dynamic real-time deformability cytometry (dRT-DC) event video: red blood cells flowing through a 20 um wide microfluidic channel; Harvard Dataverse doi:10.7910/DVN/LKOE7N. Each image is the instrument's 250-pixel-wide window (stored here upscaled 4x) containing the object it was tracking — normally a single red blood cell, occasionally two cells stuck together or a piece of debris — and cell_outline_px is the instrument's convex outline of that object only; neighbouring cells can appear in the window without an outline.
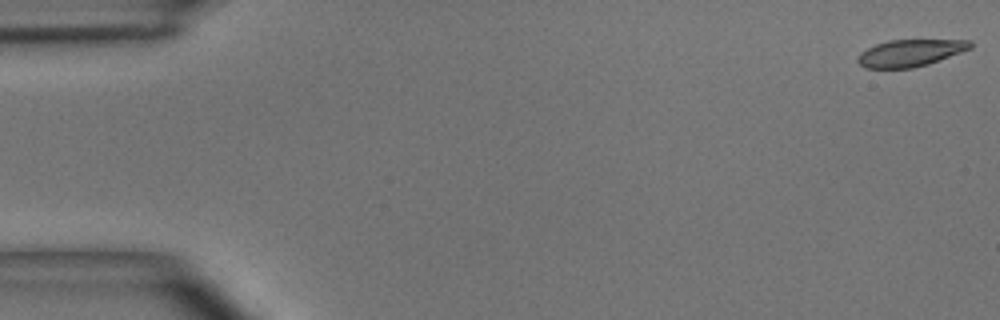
{"species": "common noctule bat (a hibernating species)", "species_latin": "Nyctalus noctula", "temperature_condition": "room temperature", "stored_images_in_passage": 50, "camera_frame_rate_fps": 3000, "um_per_image_px": 0.085, "animal": {"sex": "male", "body_mass_g": 15.6}, "frame": {"image": 1, "passage_image": 1, "time_ms": 0.0, "image_size_px": [1000, 320], "cell_outline_px": [[972, 48], [928, 64], [912, 68], [864, 68], [856, 60], [860, 52], [876, 44], [888, 40], [972, 40]], "centroid_in_image_um": [77.35, 4.5], "position_along_channel_um": 7.6, "area_um2": 17.63}}
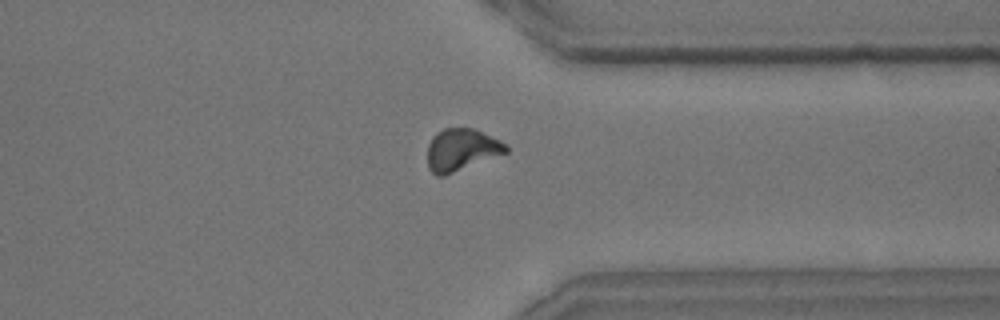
{"frame": {"image": 2, "passage_image": 39, "time_ms": 12.667, "image_size_px": [1000, 320], "cell_outline_px": [[508, 152], [444, 176], [436, 176], [428, 168], [428, 144], [432, 136], [436, 132], [444, 128], [472, 128], [500, 140], [508, 144]], "centroid_in_image_um": [39.21, 12.73], "position_along_channel_um": 372.2, "area_um2": 19.31}}
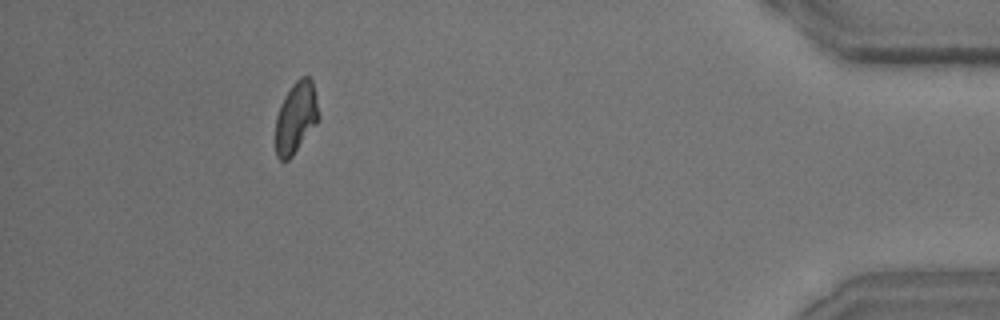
{"frame": {"image": 3, "passage_image": 46, "time_ms": 15.0, "image_size_px": [1000, 320], "cell_outline_px": [[320, 120], [292, 156], [288, 160], [280, 160], [276, 156], [276, 116], [280, 104], [284, 96], [292, 84], [300, 76], [308, 76], [312, 80], [316, 92], [320, 116]], "centroid_in_image_um": [25.18, 9.96], "position_along_channel_um": 410.0, "area_um2": 18.26}, "authors_computed_cell_mechanics": {"area_um2": 18.9584, "velocity_mm_per_s": 3.9672, "shape_relaxation_time_tau1_ms": 6.6083, "shape_relaxation_time_tau2_ms": 3.7642, "deformation_change_tau1": 0.1848, "deformation_change_tau2": 0.1081}}